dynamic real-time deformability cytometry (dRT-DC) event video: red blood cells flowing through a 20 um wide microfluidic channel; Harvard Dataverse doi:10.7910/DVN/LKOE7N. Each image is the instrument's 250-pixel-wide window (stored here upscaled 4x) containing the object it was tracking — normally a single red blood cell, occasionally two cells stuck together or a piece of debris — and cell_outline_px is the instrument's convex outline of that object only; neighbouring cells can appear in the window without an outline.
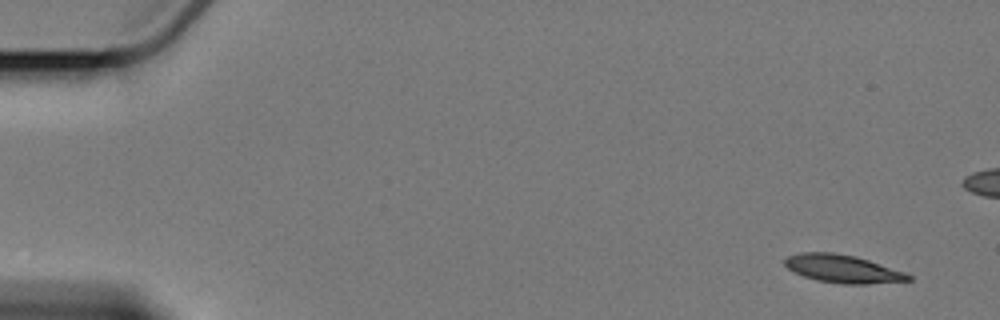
{"species": "Egyptian fruit bat (a non-hibernating species)", "species_latin": "Rousettus aegyptiacus", "temperature_condition": "cold", "stored_images_in_passage": 6, "camera_frame_rate_fps": 3000, "um_per_image_px": 0.085, "animal": {"sex": "female"}, "frame": {"image": 1, "passage_image": 1, "time_ms": 0.0, "image_size_px": [1000, 320], "cell_outline_px": [[912, 280], [868, 284], [844, 284], [816, 280], [804, 276], [788, 268], [784, 264], [784, 260], [788, 256], [800, 252], [832, 252], [856, 256], [904, 272], [912, 276]], "centroid_in_image_um": [71.62, 22.84], "position_along_channel_um": 13.4, "area_um2": 20.0}}